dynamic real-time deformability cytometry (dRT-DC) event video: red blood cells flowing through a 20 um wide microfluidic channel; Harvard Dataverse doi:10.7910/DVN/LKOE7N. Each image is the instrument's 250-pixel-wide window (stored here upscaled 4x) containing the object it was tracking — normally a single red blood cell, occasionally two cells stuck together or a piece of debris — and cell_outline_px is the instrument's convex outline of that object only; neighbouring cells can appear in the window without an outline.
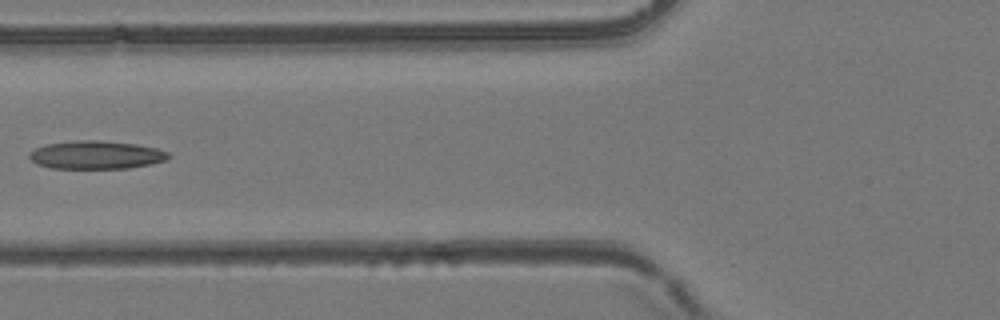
{"species": "common noctule bat (a hibernating species)", "species_latin": "Nyctalus noctula", "temperature_condition": "room temperature", "stored_images_in_passage": 6, "camera_frame_rate_fps": 3000, "um_per_image_px": 0.085, "animal": {"sex": "female", "body_mass_g": 24.6, "forearm_length_mm": 56.2}, "frame": {"image": 1, "passage_image": 6, "time_ms": 1.667, "image_size_px": [1000, 320], "cell_outline_px": [[172, 156], [164, 160], [152, 164], [128, 168], [52, 168], [36, 164], [28, 156], [28, 152], [44, 144], [76, 140], [100, 140], [136, 144], [156, 148], [168, 152]], "centroid_in_image_um": [8.15, 13.16], "position_along_channel_um": 117.6, "area_um2": 22.95}}